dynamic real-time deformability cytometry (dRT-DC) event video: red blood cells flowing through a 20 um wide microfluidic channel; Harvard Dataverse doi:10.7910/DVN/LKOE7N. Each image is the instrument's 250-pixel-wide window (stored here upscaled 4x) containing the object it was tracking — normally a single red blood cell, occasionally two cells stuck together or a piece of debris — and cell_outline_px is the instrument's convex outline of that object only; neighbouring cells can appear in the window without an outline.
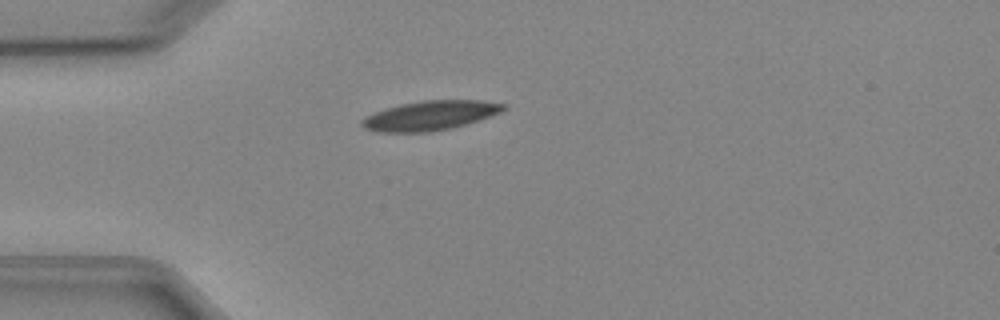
{"species": "Egyptian fruit bat (a non-hibernating species)", "species_latin": "Rousettus aegyptiacus", "temperature_condition": "cold", "stored_images_in_passage": 4, "camera_frame_rate_fps": 3000, "um_per_image_px": 0.085, "animal": {"sex": "female"}, "frame": {"image": 1, "passage_image": 4, "time_ms": 3.333, "image_size_px": [1000, 320], "cell_outline_px": [[508, 108], [500, 112], [452, 128], [428, 132], [376, 132], [364, 128], [360, 124], [360, 120], [364, 116], [400, 104], [424, 100], [484, 100], [508, 104]], "centroid_in_image_um": [36.55, 9.81], "position_along_channel_um": 48.5, "area_um2": 24.28}}